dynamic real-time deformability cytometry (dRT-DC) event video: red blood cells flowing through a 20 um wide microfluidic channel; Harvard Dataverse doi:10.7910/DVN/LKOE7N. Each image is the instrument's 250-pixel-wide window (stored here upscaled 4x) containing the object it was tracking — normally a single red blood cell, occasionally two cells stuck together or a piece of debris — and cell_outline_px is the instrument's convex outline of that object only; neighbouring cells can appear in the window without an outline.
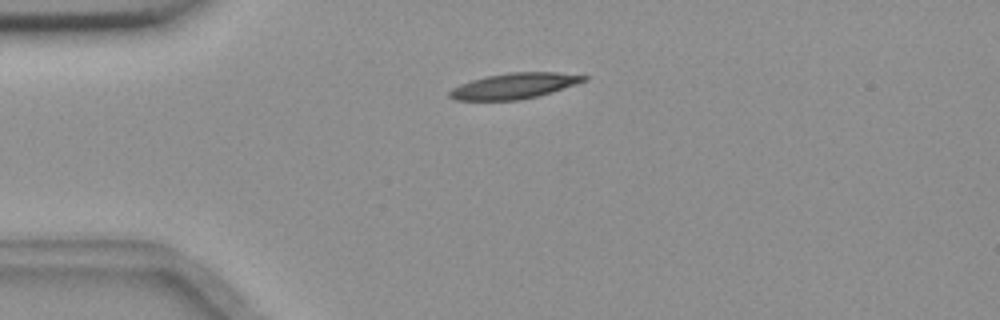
{"species": "common noctule bat (a hibernating species)", "species_latin": "Nyctalus noctula", "temperature_condition": "room temperature", "stored_images_in_passage": 44, "camera_frame_rate_fps": 3000, "um_per_image_px": 0.085, "animal": {"sex": "female", "body_mass_g": 18.4}, "frame": {"image": 1, "passage_image": 1, "time_ms": 0.0, "image_size_px": [1000, 320], "cell_outline_px": [[588, 80], [552, 92], [520, 100], [456, 100], [448, 96], [448, 92], [452, 88], [460, 84], [484, 76], [508, 72], [556, 72], [588, 76]], "centroid_in_image_um": [43.7, 7.29], "position_along_channel_um": 41.3, "area_um2": 20.11}}
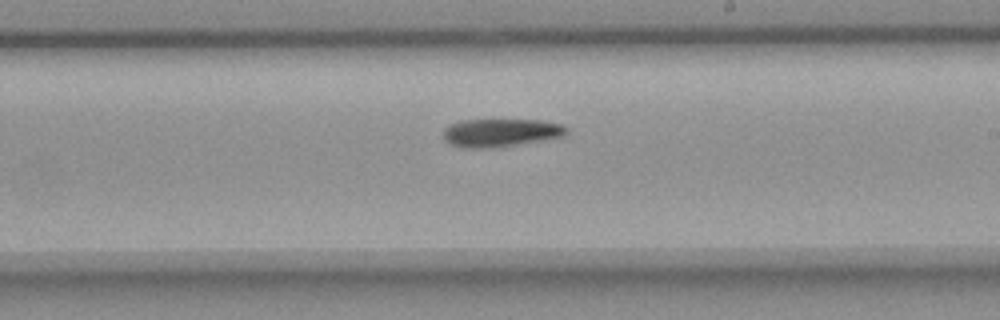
{"frame": {"image": 2, "passage_image": 20, "time_ms": 6.333, "image_size_px": [1000, 320], "cell_outline_px": [[568, 132], [564, 136], [492, 148], [464, 148], [452, 144], [444, 140], [444, 128], [448, 124], [460, 120], [540, 120], [564, 124], [568, 128]], "centroid_in_image_um": [42.55, 11.27], "position_along_channel_um": 246.5, "area_um2": 20.17}}
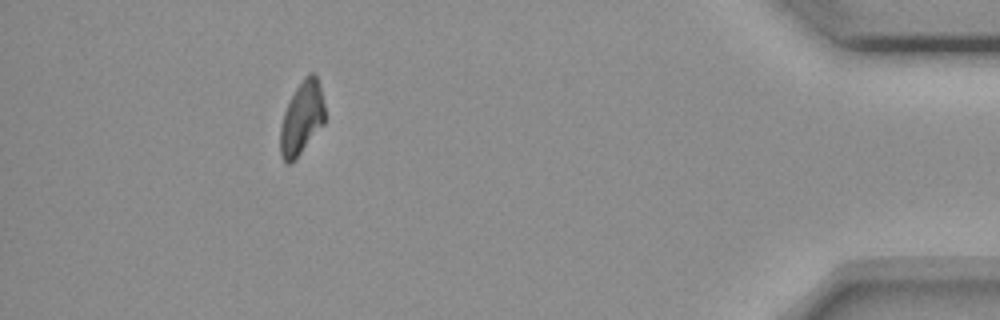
{"frame": {"image": 3, "passage_image": 38, "time_ms": 12.333, "image_size_px": [1000, 320], "cell_outline_px": [[324, 124], [296, 160], [292, 164], [288, 164], [280, 156], [280, 128], [284, 112], [296, 88], [304, 76], [308, 72], [312, 72], [316, 76], [320, 88], [324, 104]], "centroid_in_image_um": [25.64, 10.08], "position_along_channel_um": 409.6, "area_um2": 19.02}}